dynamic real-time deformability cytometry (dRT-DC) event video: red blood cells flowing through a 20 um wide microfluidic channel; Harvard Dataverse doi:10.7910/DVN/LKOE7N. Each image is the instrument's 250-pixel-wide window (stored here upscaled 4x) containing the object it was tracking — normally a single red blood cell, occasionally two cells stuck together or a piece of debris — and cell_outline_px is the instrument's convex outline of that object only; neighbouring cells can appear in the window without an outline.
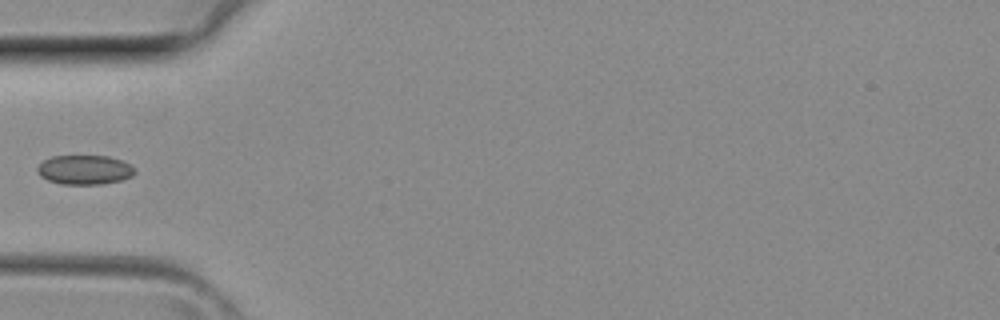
{"species": "common noctule bat (a hibernating species)", "species_latin": "Nyctalus noctula", "temperature_condition": "room temperature", "stored_images_in_passage": 16, "camera_frame_rate_fps": 3000, "um_per_image_px": 0.085, "animal": {"sex": "female", "body_mass_g": 29.2, "forearm_length_mm": 56.3}, "frame": {"image": 1, "passage_image": 1, "time_ms": 0.0, "image_size_px": [1000, 320], "cell_outline_px": [[136, 172], [132, 176], [120, 180], [100, 184], [60, 184], [48, 180], [40, 176], [36, 172], [36, 168], [44, 160], [52, 156], [108, 156], [120, 160], [136, 168]], "centroid_in_image_um": [7.17, 14.43], "position_along_channel_um": 77.8, "area_um2": 16.65}}
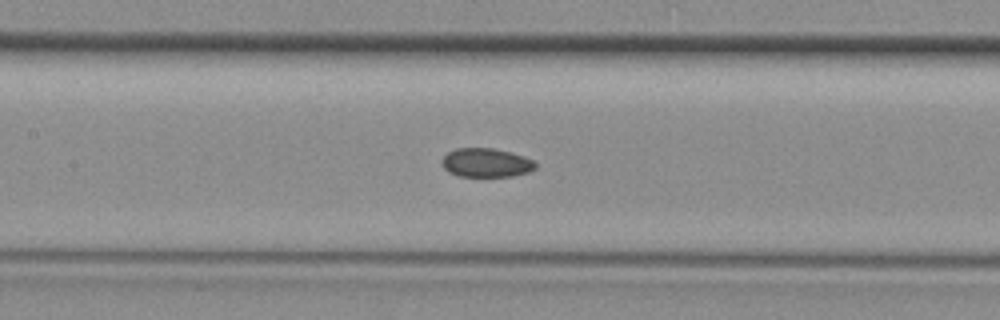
{"frame": {"image": 2, "passage_image": 6, "time_ms": 1.667, "image_size_px": [1000, 320], "cell_outline_px": [[536, 168], [528, 172], [512, 176], [460, 176], [448, 172], [444, 168], [440, 160], [448, 152], [456, 148], [492, 148], [524, 156], [532, 160], [536, 164]], "centroid_in_image_um": [41.29, 13.83], "position_along_channel_um": 166.1, "area_um2": 15.66}}
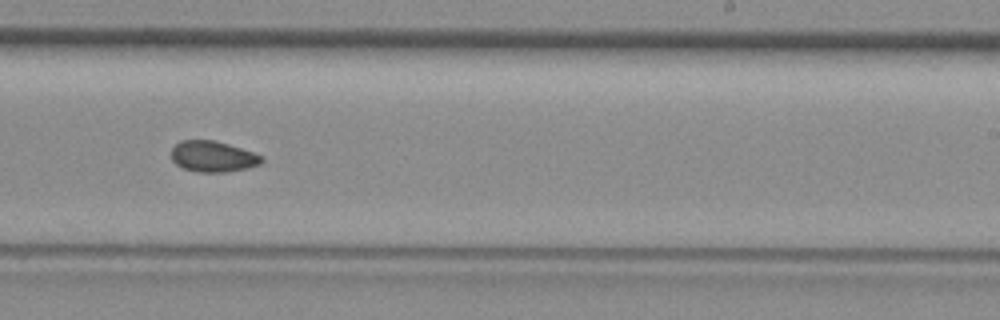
{"frame": {"image": 3, "passage_image": 12, "time_ms": 3.667, "image_size_px": [1000, 320], "cell_outline_px": [[264, 160], [260, 164], [244, 168], [224, 172], [196, 172], [184, 168], [176, 164], [172, 160], [172, 148], [180, 140], [216, 140], [264, 156]], "centroid_in_image_um": [18.09, 13.29], "position_along_channel_um": 270.9, "area_um2": 16.18}}